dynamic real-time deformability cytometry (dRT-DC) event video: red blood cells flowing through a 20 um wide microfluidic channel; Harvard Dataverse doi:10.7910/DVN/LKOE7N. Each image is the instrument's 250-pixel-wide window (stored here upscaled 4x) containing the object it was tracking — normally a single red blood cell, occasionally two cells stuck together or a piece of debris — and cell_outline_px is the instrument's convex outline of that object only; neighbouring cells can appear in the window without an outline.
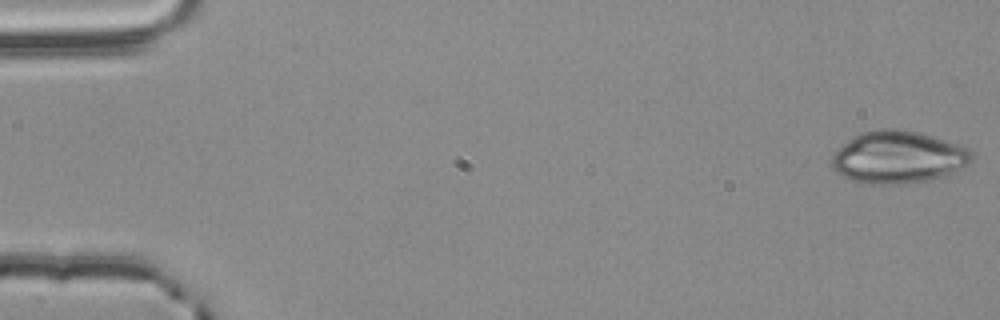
{"species": "common noctule bat (a hibernating species)", "species_latin": "Nyctalus noctula", "temperature_condition": "room temperature", "stored_images_in_passage": 51, "camera_frame_rate_fps": 3000, "um_per_image_px": 0.085, "animal": {"sex": "male", "body_mass_g": 20.4}, "frame": {"image": 1, "passage_image": 1, "time_ms": 0.0, "image_size_px": [1000, 320], "cell_outline_px": [[972, 160], [968, 164], [944, 176], [928, 180], [904, 184], [868, 184], [852, 180], [836, 172], [832, 168], [832, 156], [848, 140], [864, 132], [884, 128], [892, 128], [916, 132], [932, 136], [968, 148], [972, 152]], "centroid_in_image_um": [76.34, 13.38], "position_along_channel_um": 8.7, "area_um2": 42.14}}
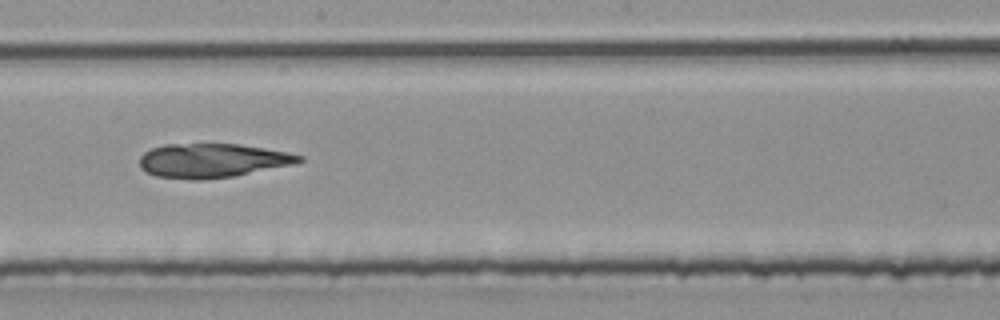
{"frame": {"image": 2, "passage_image": 31, "time_ms": 10.0, "image_size_px": [1000, 320], "cell_outline_px": [[304, 160], [292, 164], [236, 176], [200, 180], [188, 180], [156, 176], [140, 168], [140, 156], [144, 152], [152, 148], [164, 144], [240, 144], [288, 152], [304, 156]], "centroid_in_image_um": [18.03, 13.65], "position_along_channel_um": 230.2, "area_um2": 31.79}}
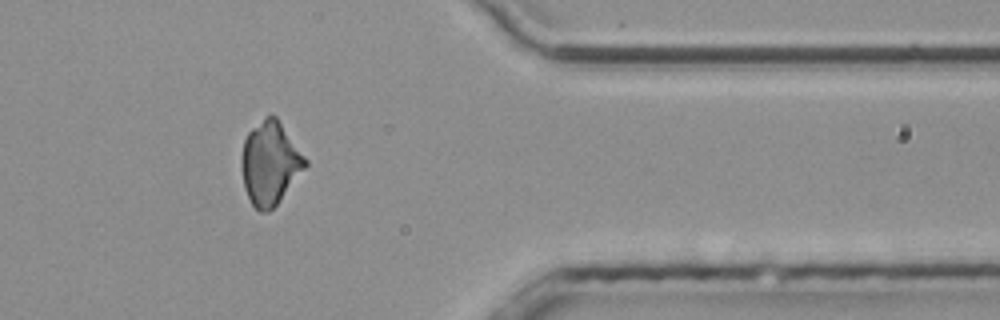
{"frame": {"image": 3, "passage_image": 45, "time_ms": 14.667, "image_size_px": [1000, 320], "cell_outline_px": [[308, 164], [280, 200], [268, 212], [260, 212], [252, 204], [244, 188], [240, 168], [240, 156], [244, 140], [248, 132], [268, 112], [272, 112], [276, 116], [308, 160]], "centroid_in_image_um": [22.93, 13.83], "position_along_channel_um": 388.5, "area_um2": 31.15}}